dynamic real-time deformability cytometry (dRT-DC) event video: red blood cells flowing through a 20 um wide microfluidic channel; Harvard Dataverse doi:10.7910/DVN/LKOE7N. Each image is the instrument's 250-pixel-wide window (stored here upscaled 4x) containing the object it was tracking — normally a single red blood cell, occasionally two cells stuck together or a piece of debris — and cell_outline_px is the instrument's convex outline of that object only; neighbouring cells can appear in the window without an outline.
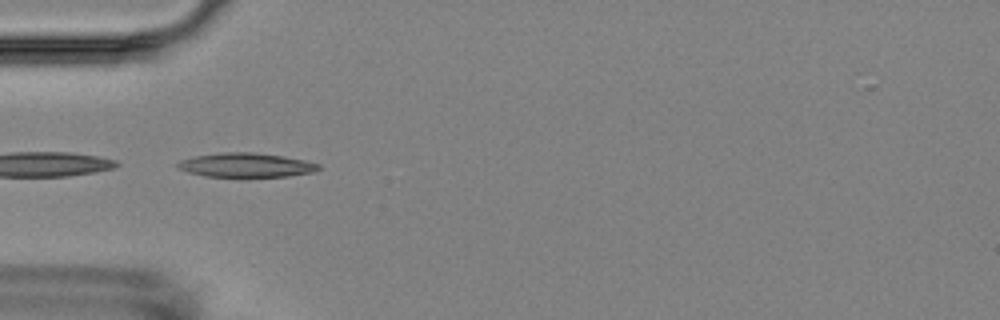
{"species": "Egyptian fruit bat (a non-hibernating species)", "species_latin": "Rousettus aegyptiacus", "temperature_condition": "room temperature", "stored_images_in_passage": 2, "camera_frame_rate_fps": 3000, "um_per_image_px": 0.085, "animal": {"sex": "female"}, "frame": {"image": 1, "passage_image": 1, "time_ms": 0.0, "image_size_px": [1000, 320], "cell_outline_px": [[320, 168], [312, 172], [288, 176], [204, 176], [188, 172], [176, 168], [176, 164], [180, 160], [196, 156], [224, 152], [252, 152], [284, 156], [304, 160], [320, 164]], "centroid_in_image_um": [20.89, 14.02], "position_along_channel_um": 64.1, "area_um2": 19.65}}
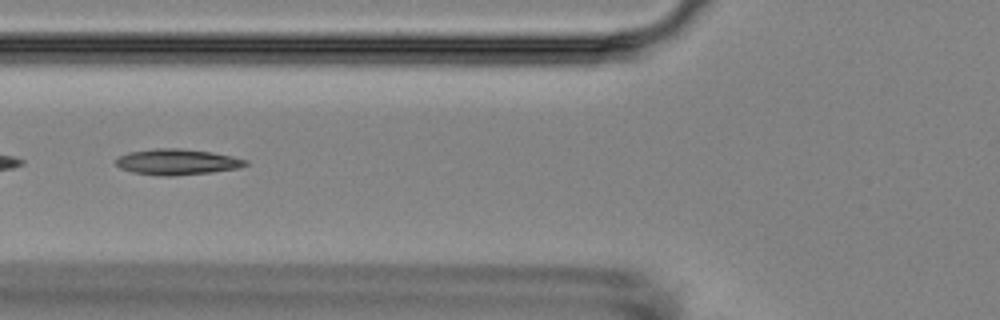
{"frame": {"image": 2, "passage_image": 2, "time_ms": 1.333, "image_size_px": [1000, 320], "cell_outline_px": [[248, 164], [240, 168], [212, 172], [172, 176], [164, 176], [132, 172], [120, 168], [116, 164], [116, 160], [120, 156], [128, 152], [156, 148], [180, 148], [212, 152], [232, 156], [248, 160]], "centroid_in_image_um": [15.08, 13.76], "position_along_channel_um": 110.7, "area_um2": 19.54}}